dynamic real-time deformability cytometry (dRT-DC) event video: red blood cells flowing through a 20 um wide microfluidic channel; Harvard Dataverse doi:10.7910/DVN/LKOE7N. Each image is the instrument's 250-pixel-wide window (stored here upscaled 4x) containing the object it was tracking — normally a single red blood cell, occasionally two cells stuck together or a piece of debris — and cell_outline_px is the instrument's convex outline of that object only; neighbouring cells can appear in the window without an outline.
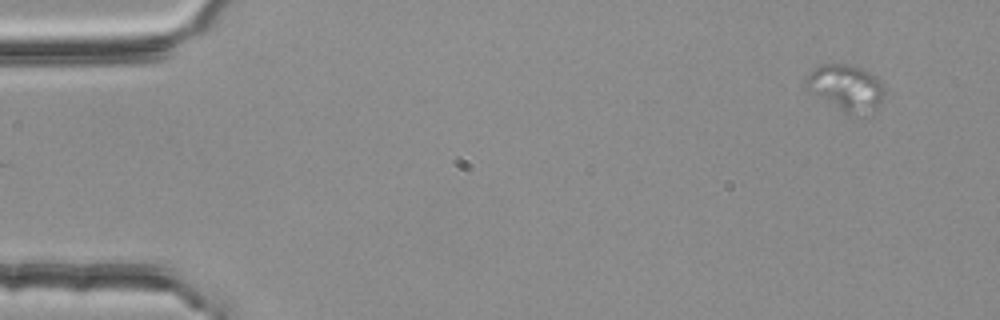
{"species": "common noctule bat (a hibernating species)", "species_latin": "Nyctalus noctula", "temperature_condition": "room temperature", "stored_images_in_passage": 4, "segment_of_instrument_passage": [2, 2], "camera_frame_rate_fps": 3000, "um_per_image_px": 0.085, "animal": {"sex": "female", "body_mass_g": 25.1}, "frame": {"image": 1, "passage_image": 4, "time_ms": 1.0, "image_size_px": [1000, 320], "cell_outline_px": [[884, 92], [880, 104], [848, 112], [844, 112], [804, 88], [804, 80], [820, 64], [844, 64], [860, 68], [876, 76], [880, 80], [884, 88]], "centroid_in_image_um": [71.84, 7.37], "position_along_channel_um": 13.2, "area_um2": 19.88}}